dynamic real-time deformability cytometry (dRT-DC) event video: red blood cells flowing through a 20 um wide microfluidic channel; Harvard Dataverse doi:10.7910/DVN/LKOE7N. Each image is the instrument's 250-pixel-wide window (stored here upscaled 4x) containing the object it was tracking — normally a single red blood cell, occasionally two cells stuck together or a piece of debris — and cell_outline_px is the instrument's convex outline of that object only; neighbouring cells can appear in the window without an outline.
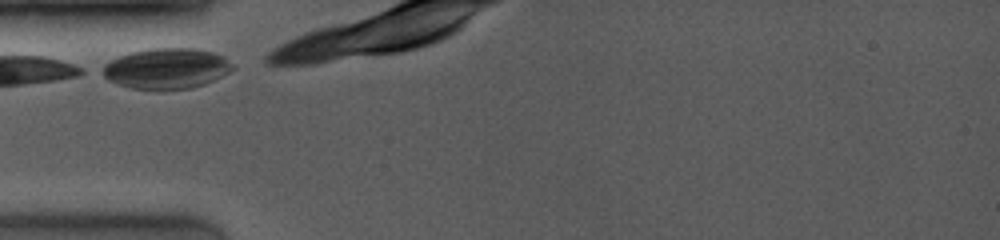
{"species": "common noctule bat (a hibernating species)", "species_latin": "Nyctalus noctula", "temperature_condition": "room temperature", "stored_images_in_passage": 15, "camera_frame_rate_fps": 4000, "um_per_image_px": 0.085, "animal": {"sex": "female", "body_mass_g": 19.0, "forearm_length_mm": 53.3}, "frame": {"image": 1, "passage_image": 1, "time_ms": 0.0, "image_size_px": [1000, 240], "cell_outline_px": [[236, 68], [204, 84], [192, 88], [132, 88], [108, 80], [96, 72], [96, 68], [120, 56], [132, 52], [152, 48], [192, 48], [212, 52], [224, 56]], "centroid_in_image_um": [14.09, 5.8], "position_along_channel_um": 70.9, "area_um2": 30.52}}